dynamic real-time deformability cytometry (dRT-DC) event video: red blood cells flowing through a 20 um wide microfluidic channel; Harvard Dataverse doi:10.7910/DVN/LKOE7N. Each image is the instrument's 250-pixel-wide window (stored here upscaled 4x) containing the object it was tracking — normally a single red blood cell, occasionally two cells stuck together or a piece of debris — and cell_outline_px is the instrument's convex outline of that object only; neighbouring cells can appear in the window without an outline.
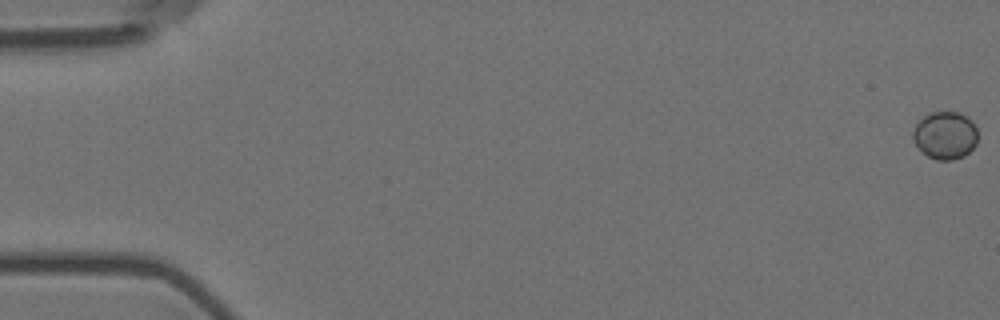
{"species": "Egyptian fruit bat (a non-hibernating species)", "species_latin": "Rousettus aegyptiacus", "temperature_condition": "room temperature", "stored_images_in_passage": 58, "camera_frame_rate_fps": 3000, "um_per_image_px": 0.085, "animal": {"sex": "female"}, "frame": {"image": 1, "passage_image": 1, "time_ms": 0.0, "image_size_px": [1000, 320], "cell_outline_px": [[976, 144], [964, 156], [952, 160], [936, 160], [928, 156], [912, 140], [912, 132], [916, 124], [928, 112], [960, 112], [968, 116], [972, 120], [976, 128]], "centroid_in_image_um": [80.33, 11.48], "position_along_channel_um": 4.7, "area_um2": 18.03}}
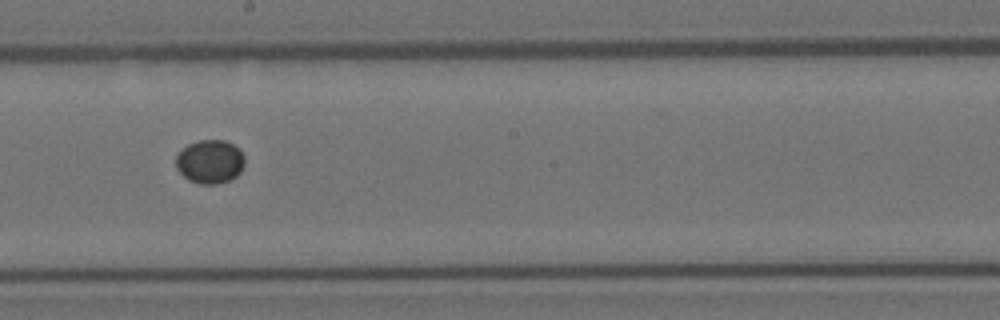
{"frame": {"image": 2, "passage_image": 33, "time_ms": 10.667, "image_size_px": [1000, 320], "cell_outline_px": [[244, 164], [240, 172], [236, 176], [228, 180], [216, 184], [200, 184], [188, 180], [176, 168], [176, 156], [188, 144], [200, 140], [224, 140], [240, 148], [244, 156]], "centroid_in_image_um": [17.86, 13.74], "position_along_channel_um": 230.3, "area_um2": 17.46}}
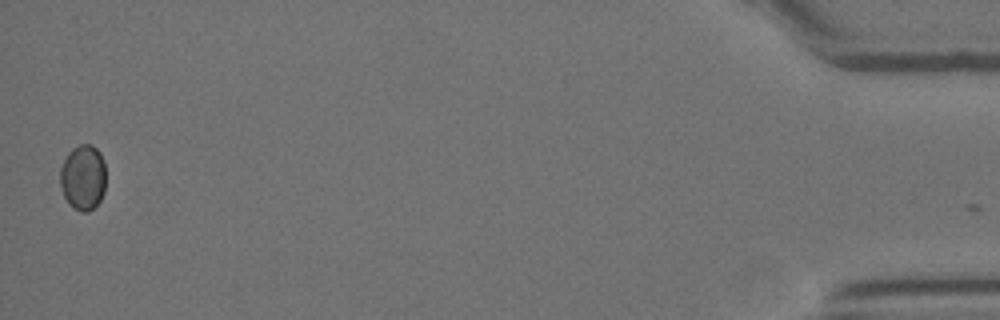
{"frame": {"image": 3, "passage_image": 57, "time_ms": 18.667, "image_size_px": [1000, 320], "cell_outline_px": [[104, 192], [100, 200], [88, 212], [80, 212], [72, 208], [68, 204], [64, 196], [60, 184], [60, 168], [68, 152], [72, 148], [80, 144], [92, 144], [100, 152], [104, 160]], "centroid_in_image_um": [7.04, 15.08], "position_along_channel_um": 428.2, "area_um2": 17.57}}